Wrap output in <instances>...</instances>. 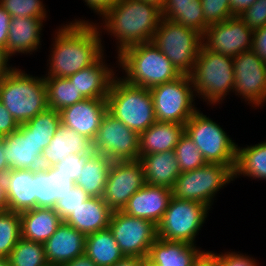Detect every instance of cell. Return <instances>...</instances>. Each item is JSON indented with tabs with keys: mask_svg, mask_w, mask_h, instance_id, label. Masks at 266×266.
<instances>
[{
	"mask_svg": "<svg viewBox=\"0 0 266 266\" xmlns=\"http://www.w3.org/2000/svg\"><path fill=\"white\" fill-rule=\"evenodd\" d=\"M48 73L43 77H64L94 64L103 54L102 32L89 20L75 19L55 30Z\"/></svg>",
	"mask_w": 266,
	"mask_h": 266,
	"instance_id": "obj_1",
	"label": "cell"
},
{
	"mask_svg": "<svg viewBox=\"0 0 266 266\" xmlns=\"http://www.w3.org/2000/svg\"><path fill=\"white\" fill-rule=\"evenodd\" d=\"M98 29L116 38L117 53L124 49L151 42L162 19L161 8L142 0H119L102 16Z\"/></svg>",
	"mask_w": 266,
	"mask_h": 266,
	"instance_id": "obj_2",
	"label": "cell"
},
{
	"mask_svg": "<svg viewBox=\"0 0 266 266\" xmlns=\"http://www.w3.org/2000/svg\"><path fill=\"white\" fill-rule=\"evenodd\" d=\"M117 55L118 68L125 72L122 79L131 85L150 89L182 75L152 42L130 46Z\"/></svg>",
	"mask_w": 266,
	"mask_h": 266,
	"instance_id": "obj_3",
	"label": "cell"
},
{
	"mask_svg": "<svg viewBox=\"0 0 266 266\" xmlns=\"http://www.w3.org/2000/svg\"><path fill=\"white\" fill-rule=\"evenodd\" d=\"M0 101L19 125L26 123L48 108L44 77L15 67L0 79Z\"/></svg>",
	"mask_w": 266,
	"mask_h": 266,
	"instance_id": "obj_4",
	"label": "cell"
},
{
	"mask_svg": "<svg viewBox=\"0 0 266 266\" xmlns=\"http://www.w3.org/2000/svg\"><path fill=\"white\" fill-rule=\"evenodd\" d=\"M189 76L196 97L202 98L207 105L222 104L234 91L233 58L213 53L202 45Z\"/></svg>",
	"mask_w": 266,
	"mask_h": 266,
	"instance_id": "obj_5",
	"label": "cell"
},
{
	"mask_svg": "<svg viewBox=\"0 0 266 266\" xmlns=\"http://www.w3.org/2000/svg\"><path fill=\"white\" fill-rule=\"evenodd\" d=\"M106 101L108 112L139 134L157 121L150 90L122 77H114Z\"/></svg>",
	"mask_w": 266,
	"mask_h": 266,
	"instance_id": "obj_6",
	"label": "cell"
},
{
	"mask_svg": "<svg viewBox=\"0 0 266 266\" xmlns=\"http://www.w3.org/2000/svg\"><path fill=\"white\" fill-rule=\"evenodd\" d=\"M151 42L165 54L174 67L189 75L203 45L202 35L197 31L162 18Z\"/></svg>",
	"mask_w": 266,
	"mask_h": 266,
	"instance_id": "obj_7",
	"label": "cell"
},
{
	"mask_svg": "<svg viewBox=\"0 0 266 266\" xmlns=\"http://www.w3.org/2000/svg\"><path fill=\"white\" fill-rule=\"evenodd\" d=\"M235 166L207 163L195 170L181 172L172 188L178 199L201 202L211 209L221 188L234 180Z\"/></svg>",
	"mask_w": 266,
	"mask_h": 266,
	"instance_id": "obj_8",
	"label": "cell"
},
{
	"mask_svg": "<svg viewBox=\"0 0 266 266\" xmlns=\"http://www.w3.org/2000/svg\"><path fill=\"white\" fill-rule=\"evenodd\" d=\"M185 133L193 140L207 163L235 166L237 144L217 122L199 109L185 123Z\"/></svg>",
	"mask_w": 266,
	"mask_h": 266,
	"instance_id": "obj_9",
	"label": "cell"
},
{
	"mask_svg": "<svg viewBox=\"0 0 266 266\" xmlns=\"http://www.w3.org/2000/svg\"><path fill=\"white\" fill-rule=\"evenodd\" d=\"M210 208L201 202L178 199L172 196L160 223L157 237L196 245Z\"/></svg>",
	"mask_w": 266,
	"mask_h": 266,
	"instance_id": "obj_10",
	"label": "cell"
},
{
	"mask_svg": "<svg viewBox=\"0 0 266 266\" xmlns=\"http://www.w3.org/2000/svg\"><path fill=\"white\" fill-rule=\"evenodd\" d=\"M149 90L158 122L185 124L197 111L193 84L187 74Z\"/></svg>",
	"mask_w": 266,
	"mask_h": 266,
	"instance_id": "obj_11",
	"label": "cell"
},
{
	"mask_svg": "<svg viewBox=\"0 0 266 266\" xmlns=\"http://www.w3.org/2000/svg\"><path fill=\"white\" fill-rule=\"evenodd\" d=\"M140 134L108 111L102 119L97 135L93 140L95 153L104 154L113 162L139 160Z\"/></svg>",
	"mask_w": 266,
	"mask_h": 266,
	"instance_id": "obj_12",
	"label": "cell"
},
{
	"mask_svg": "<svg viewBox=\"0 0 266 266\" xmlns=\"http://www.w3.org/2000/svg\"><path fill=\"white\" fill-rule=\"evenodd\" d=\"M109 229L124 256L145 259L157 238V226L151 221L113 211Z\"/></svg>",
	"mask_w": 266,
	"mask_h": 266,
	"instance_id": "obj_13",
	"label": "cell"
},
{
	"mask_svg": "<svg viewBox=\"0 0 266 266\" xmlns=\"http://www.w3.org/2000/svg\"><path fill=\"white\" fill-rule=\"evenodd\" d=\"M233 93L251 107H261L266 102V63L252 50L233 57ZM242 96V97H241ZM254 105V106H253Z\"/></svg>",
	"mask_w": 266,
	"mask_h": 266,
	"instance_id": "obj_14",
	"label": "cell"
},
{
	"mask_svg": "<svg viewBox=\"0 0 266 266\" xmlns=\"http://www.w3.org/2000/svg\"><path fill=\"white\" fill-rule=\"evenodd\" d=\"M253 33L239 16L206 28L203 46L213 53L237 57L252 49Z\"/></svg>",
	"mask_w": 266,
	"mask_h": 266,
	"instance_id": "obj_15",
	"label": "cell"
},
{
	"mask_svg": "<svg viewBox=\"0 0 266 266\" xmlns=\"http://www.w3.org/2000/svg\"><path fill=\"white\" fill-rule=\"evenodd\" d=\"M145 184L139 160L112 162L102 198L112 211L122 210L131 196Z\"/></svg>",
	"mask_w": 266,
	"mask_h": 266,
	"instance_id": "obj_16",
	"label": "cell"
},
{
	"mask_svg": "<svg viewBox=\"0 0 266 266\" xmlns=\"http://www.w3.org/2000/svg\"><path fill=\"white\" fill-rule=\"evenodd\" d=\"M3 138V155L9 169H28L30 172L39 173L47 172L52 167L31 135H24L18 128Z\"/></svg>",
	"mask_w": 266,
	"mask_h": 266,
	"instance_id": "obj_17",
	"label": "cell"
},
{
	"mask_svg": "<svg viewBox=\"0 0 266 266\" xmlns=\"http://www.w3.org/2000/svg\"><path fill=\"white\" fill-rule=\"evenodd\" d=\"M107 111L106 99L85 98L63 108L59 113L63 125L94 140Z\"/></svg>",
	"mask_w": 266,
	"mask_h": 266,
	"instance_id": "obj_18",
	"label": "cell"
},
{
	"mask_svg": "<svg viewBox=\"0 0 266 266\" xmlns=\"http://www.w3.org/2000/svg\"><path fill=\"white\" fill-rule=\"evenodd\" d=\"M172 198V189L145 184L135 192L121 210L127 215L160 223Z\"/></svg>",
	"mask_w": 266,
	"mask_h": 266,
	"instance_id": "obj_19",
	"label": "cell"
},
{
	"mask_svg": "<svg viewBox=\"0 0 266 266\" xmlns=\"http://www.w3.org/2000/svg\"><path fill=\"white\" fill-rule=\"evenodd\" d=\"M86 235L64 221L55 233L43 244L50 265L62 266L85 253Z\"/></svg>",
	"mask_w": 266,
	"mask_h": 266,
	"instance_id": "obj_20",
	"label": "cell"
},
{
	"mask_svg": "<svg viewBox=\"0 0 266 266\" xmlns=\"http://www.w3.org/2000/svg\"><path fill=\"white\" fill-rule=\"evenodd\" d=\"M104 57L103 54L94 64L68 77L84 98H107L116 72L113 67L110 68V65H107Z\"/></svg>",
	"mask_w": 266,
	"mask_h": 266,
	"instance_id": "obj_21",
	"label": "cell"
},
{
	"mask_svg": "<svg viewBox=\"0 0 266 266\" xmlns=\"http://www.w3.org/2000/svg\"><path fill=\"white\" fill-rule=\"evenodd\" d=\"M8 210L21 213L36 208L35 173L10 169L3 177Z\"/></svg>",
	"mask_w": 266,
	"mask_h": 266,
	"instance_id": "obj_22",
	"label": "cell"
},
{
	"mask_svg": "<svg viewBox=\"0 0 266 266\" xmlns=\"http://www.w3.org/2000/svg\"><path fill=\"white\" fill-rule=\"evenodd\" d=\"M45 18L11 17L6 51L10 57L19 54H32L41 45V33Z\"/></svg>",
	"mask_w": 266,
	"mask_h": 266,
	"instance_id": "obj_23",
	"label": "cell"
},
{
	"mask_svg": "<svg viewBox=\"0 0 266 266\" xmlns=\"http://www.w3.org/2000/svg\"><path fill=\"white\" fill-rule=\"evenodd\" d=\"M205 252L197 245L157 237L147 257L161 266H194Z\"/></svg>",
	"mask_w": 266,
	"mask_h": 266,
	"instance_id": "obj_24",
	"label": "cell"
},
{
	"mask_svg": "<svg viewBox=\"0 0 266 266\" xmlns=\"http://www.w3.org/2000/svg\"><path fill=\"white\" fill-rule=\"evenodd\" d=\"M93 153V140L61 123L42 155L54 166L66 156L72 154L92 155Z\"/></svg>",
	"mask_w": 266,
	"mask_h": 266,
	"instance_id": "obj_25",
	"label": "cell"
},
{
	"mask_svg": "<svg viewBox=\"0 0 266 266\" xmlns=\"http://www.w3.org/2000/svg\"><path fill=\"white\" fill-rule=\"evenodd\" d=\"M112 212L102 197H90L64 222L84 235H89L108 228Z\"/></svg>",
	"mask_w": 266,
	"mask_h": 266,
	"instance_id": "obj_26",
	"label": "cell"
},
{
	"mask_svg": "<svg viewBox=\"0 0 266 266\" xmlns=\"http://www.w3.org/2000/svg\"><path fill=\"white\" fill-rule=\"evenodd\" d=\"M139 161L142 164L147 185L172 189L181 173L175 151L143 155L139 157Z\"/></svg>",
	"mask_w": 266,
	"mask_h": 266,
	"instance_id": "obj_27",
	"label": "cell"
},
{
	"mask_svg": "<svg viewBox=\"0 0 266 266\" xmlns=\"http://www.w3.org/2000/svg\"><path fill=\"white\" fill-rule=\"evenodd\" d=\"M185 132V124L154 122L140 133V157L151 153L174 151L179 139Z\"/></svg>",
	"mask_w": 266,
	"mask_h": 266,
	"instance_id": "obj_28",
	"label": "cell"
},
{
	"mask_svg": "<svg viewBox=\"0 0 266 266\" xmlns=\"http://www.w3.org/2000/svg\"><path fill=\"white\" fill-rule=\"evenodd\" d=\"M21 237L44 244L63 222L54 208L36 207L20 213Z\"/></svg>",
	"mask_w": 266,
	"mask_h": 266,
	"instance_id": "obj_29",
	"label": "cell"
},
{
	"mask_svg": "<svg viewBox=\"0 0 266 266\" xmlns=\"http://www.w3.org/2000/svg\"><path fill=\"white\" fill-rule=\"evenodd\" d=\"M76 185L68 176L52 166L47 172L35 173L36 207L54 208Z\"/></svg>",
	"mask_w": 266,
	"mask_h": 266,
	"instance_id": "obj_30",
	"label": "cell"
},
{
	"mask_svg": "<svg viewBox=\"0 0 266 266\" xmlns=\"http://www.w3.org/2000/svg\"><path fill=\"white\" fill-rule=\"evenodd\" d=\"M162 18L205 34V20L201 0H166L161 8Z\"/></svg>",
	"mask_w": 266,
	"mask_h": 266,
	"instance_id": "obj_31",
	"label": "cell"
},
{
	"mask_svg": "<svg viewBox=\"0 0 266 266\" xmlns=\"http://www.w3.org/2000/svg\"><path fill=\"white\" fill-rule=\"evenodd\" d=\"M84 254L97 266H112L124 257L109 227L86 235Z\"/></svg>",
	"mask_w": 266,
	"mask_h": 266,
	"instance_id": "obj_32",
	"label": "cell"
},
{
	"mask_svg": "<svg viewBox=\"0 0 266 266\" xmlns=\"http://www.w3.org/2000/svg\"><path fill=\"white\" fill-rule=\"evenodd\" d=\"M112 162L106 155L94 152L87 159L76 185L82 187L90 197H103Z\"/></svg>",
	"mask_w": 266,
	"mask_h": 266,
	"instance_id": "obj_33",
	"label": "cell"
},
{
	"mask_svg": "<svg viewBox=\"0 0 266 266\" xmlns=\"http://www.w3.org/2000/svg\"><path fill=\"white\" fill-rule=\"evenodd\" d=\"M234 180L240 176L266 180V141L241 147L237 144Z\"/></svg>",
	"mask_w": 266,
	"mask_h": 266,
	"instance_id": "obj_34",
	"label": "cell"
},
{
	"mask_svg": "<svg viewBox=\"0 0 266 266\" xmlns=\"http://www.w3.org/2000/svg\"><path fill=\"white\" fill-rule=\"evenodd\" d=\"M60 124L61 116L59 111L47 108L31 120L19 125L18 128L24 135H31L38 149L43 151L50 144V140L55 135Z\"/></svg>",
	"mask_w": 266,
	"mask_h": 266,
	"instance_id": "obj_35",
	"label": "cell"
},
{
	"mask_svg": "<svg viewBox=\"0 0 266 266\" xmlns=\"http://www.w3.org/2000/svg\"><path fill=\"white\" fill-rule=\"evenodd\" d=\"M47 88L48 108L61 111L63 108L85 99L69 78L48 77L44 78Z\"/></svg>",
	"mask_w": 266,
	"mask_h": 266,
	"instance_id": "obj_36",
	"label": "cell"
},
{
	"mask_svg": "<svg viewBox=\"0 0 266 266\" xmlns=\"http://www.w3.org/2000/svg\"><path fill=\"white\" fill-rule=\"evenodd\" d=\"M8 263L9 266H46L49 264L44 245L22 237L9 254Z\"/></svg>",
	"mask_w": 266,
	"mask_h": 266,
	"instance_id": "obj_37",
	"label": "cell"
},
{
	"mask_svg": "<svg viewBox=\"0 0 266 266\" xmlns=\"http://www.w3.org/2000/svg\"><path fill=\"white\" fill-rule=\"evenodd\" d=\"M21 238L20 213L5 210L0 212V257L8 258Z\"/></svg>",
	"mask_w": 266,
	"mask_h": 266,
	"instance_id": "obj_38",
	"label": "cell"
},
{
	"mask_svg": "<svg viewBox=\"0 0 266 266\" xmlns=\"http://www.w3.org/2000/svg\"><path fill=\"white\" fill-rule=\"evenodd\" d=\"M174 151L181 172L195 170L207 164L198 147L185 132Z\"/></svg>",
	"mask_w": 266,
	"mask_h": 266,
	"instance_id": "obj_39",
	"label": "cell"
},
{
	"mask_svg": "<svg viewBox=\"0 0 266 266\" xmlns=\"http://www.w3.org/2000/svg\"><path fill=\"white\" fill-rule=\"evenodd\" d=\"M43 0H0V5L11 17L46 18Z\"/></svg>",
	"mask_w": 266,
	"mask_h": 266,
	"instance_id": "obj_40",
	"label": "cell"
},
{
	"mask_svg": "<svg viewBox=\"0 0 266 266\" xmlns=\"http://www.w3.org/2000/svg\"><path fill=\"white\" fill-rule=\"evenodd\" d=\"M201 8L204 14L205 31L208 26L233 17L230 0H201Z\"/></svg>",
	"mask_w": 266,
	"mask_h": 266,
	"instance_id": "obj_41",
	"label": "cell"
},
{
	"mask_svg": "<svg viewBox=\"0 0 266 266\" xmlns=\"http://www.w3.org/2000/svg\"><path fill=\"white\" fill-rule=\"evenodd\" d=\"M89 198L90 196L82 187L75 185L63 199L57 201L54 210L60 216L62 221H64L75 209Z\"/></svg>",
	"mask_w": 266,
	"mask_h": 266,
	"instance_id": "obj_42",
	"label": "cell"
},
{
	"mask_svg": "<svg viewBox=\"0 0 266 266\" xmlns=\"http://www.w3.org/2000/svg\"><path fill=\"white\" fill-rule=\"evenodd\" d=\"M91 155H82V154H75L66 156L62 161L55 164L53 167L58 171L60 174H64L68 176L69 179L76 182L81 173L82 169L87 161V159Z\"/></svg>",
	"mask_w": 266,
	"mask_h": 266,
	"instance_id": "obj_43",
	"label": "cell"
},
{
	"mask_svg": "<svg viewBox=\"0 0 266 266\" xmlns=\"http://www.w3.org/2000/svg\"><path fill=\"white\" fill-rule=\"evenodd\" d=\"M239 17L253 31L264 27L266 25V0H257Z\"/></svg>",
	"mask_w": 266,
	"mask_h": 266,
	"instance_id": "obj_44",
	"label": "cell"
},
{
	"mask_svg": "<svg viewBox=\"0 0 266 266\" xmlns=\"http://www.w3.org/2000/svg\"><path fill=\"white\" fill-rule=\"evenodd\" d=\"M218 262L220 266H258L259 262H256L255 258L246 256L243 253L238 252H220L216 254L213 251H208Z\"/></svg>",
	"mask_w": 266,
	"mask_h": 266,
	"instance_id": "obj_45",
	"label": "cell"
},
{
	"mask_svg": "<svg viewBox=\"0 0 266 266\" xmlns=\"http://www.w3.org/2000/svg\"><path fill=\"white\" fill-rule=\"evenodd\" d=\"M18 127L19 124L0 101V137L11 134L13 131H16Z\"/></svg>",
	"mask_w": 266,
	"mask_h": 266,
	"instance_id": "obj_46",
	"label": "cell"
},
{
	"mask_svg": "<svg viewBox=\"0 0 266 266\" xmlns=\"http://www.w3.org/2000/svg\"><path fill=\"white\" fill-rule=\"evenodd\" d=\"M251 50L266 63V25L254 30Z\"/></svg>",
	"mask_w": 266,
	"mask_h": 266,
	"instance_id": "obj_47",
	"label": "cell"
},
{
	"mask_svg": "<svg viewBox=\"0 0 266 266\" xmlns=\"http://www.w3.org/2000/svg\"><path fill=\"white\" fill-rule=\"evenodd\" d=\"M11 16L0 5V47L6 48Z\"/></svg>",
	"mask_w": 266,
	"mask_h": 266,
	"instance_id": "obj_48",
	"label": "cell"
},
{
	"mask_svg": "<svg viewBox=\"0 0 266 266\" xmlns=\"http://www.w3.org/2000/svg\"><path fill=\"white\" fill-rule=\"evenodd\" d=\"M93 12L100 17L111 7H113L119 0H83Z\"/></svg>",
	"mask_w": 266,
	"mask_h": 266,
	"instance_id": "obj_49",
	"label": "cell"
},
{
	"mask_svg": "<svg viewBox=\"0 0 266 266\" xmlns=\"http://www.w3.org/2000/svg\"><path fill=\"white\" fill-rule=\"evenodd\" d=\"M257 0H230V9L233 16L241 15L247 8H249Z\"/></svg>",
	"mask_w": 266,
	"mask_h": 266,
	"instance_id": "obj_50",
	"label": "cell"
},
{
	"mask_svg": "<svg viewBox=\"0 0 266 266\" xmlns=\"http://www.w3.org/2000/svg\"><path fill=\"white\" fill-rule=\"evenodd\" d=\"M6 49L0 47V79L5 75H8L14 68L7 63L10 60Z\"/></svg>",
	"mask_w": 266,
	"mask_h": 266,
	"instance_id": "obj_51",
	"label": "cell"
},
{
	"mask_svg": "<svg viewBox=\"0 0 266 266\" xmlns=\"http://www.w3.org/2000/svg\"><path fill=\"white\" fill-rule=\"evenodd\" d=\"M62 266H97L95 262L85 254L74 258L73 260L64 263Z\"/></svg>",
	"mask_w": 266,
	"mask_h": 266,
	"instance_id": "obj_52",
	"label": "cell"
},
{
	"mask_svg": "<svg viewBox=\"0 0 266 266\" xmlns=\"http://www.w3.org/2000/svg\"><path fill=\"white\" fill-rule=\"evenodd\" d=\"M144 259L139 257L124 256L121 260L112 266H141Z\"/></svg>",
	"mask_w": 266,
	"mask_h": 266,
	"instance_id": "obj_53",
	"label": "cell"
},
{
	"mask_svg": "<svg viewBox=\"0 0 266 266\" xmlns=\"http://www.w3.org/2000/svg\"><path fill=\"white\" fill-rule=\"evenodd\" d=\"M194 266H220L219 262L206 251Z\"/></svg>",
	"mask_w": 266,
	"mask_h": 266,
	"instance_id": "obj_54",
	"label": "cell"
},
{
	"mask_svg": "<svg viewBox=\"0 0 266 266\" xmlns=\"http://www.w3.org/2000/svg\"><path fill=\"white\" fill-rule=\"evenodd\" d=\"M4 152V138L0 137V176L3 177L10 169L6 162Z\"/></svg>",
	"mask_w": 266,
	"mask_h": 266,
	"instance_id": "obj_55",
	"label": "cell"
},
{
	"mask_svg": "<svg viewBox=\"0 0 266 266\" xmlns=\"http://www.w3.org/2000/svg\"><path fill=\"white\" fill-rule=\"evenodd\" d=\"M8 210V203L5 195L4 182L0 176V212Z\"/></svg>",
	"mask_w": 266,
	"mask_h": 266,
	"instance_id": "obj_56",
	"label": "cell"
},
{
	"mask_svg": "<svg viewBox=\"0 0 266 266\" xmlns=\"http://www.w3.org/2000/svg\"><path fill=\"white\" fill-rule=\"evenodd\" d=\"M142 1L152 3L156 6H158L159 8H162L163 5L165 4L166 0H142Z\"/></svg>",
	"mask_w": 266,
	"mask_h": 266,
	"instance_id": "obj_57",
	"label": "cell"
},
{
	"mask_svg": "<svg viewBox=\"0 0 266 266\" xmlns=\"http://www.w3.org/2000/svg\"><path fill=\"white\" fill-rule=\"evenodd\" d=\"M143 264H144L145 266H161V265H159V264H156V263L152 262L148 257H146V258L144 259Z\"/></svg>",
	"mask_w": 266,
	"mask_h": 266,
	"instance_id": "obj_58",
	"label": "cell"
},
{
	"mask_svg": "<svg viewBox=\"0 0 266 266\" xmlns=\"http://www.w3.org/2000/svg\"><path fill=\"white\" fill-rule=\"evenodd\" d=\"M0 266H9L8 258L0 257Z\"/></svg>",
	"mask_w": 266,
	"mask_h": 266,
	"instance_id": "obj_59",
	"label": "cell"
}]
</instances>
